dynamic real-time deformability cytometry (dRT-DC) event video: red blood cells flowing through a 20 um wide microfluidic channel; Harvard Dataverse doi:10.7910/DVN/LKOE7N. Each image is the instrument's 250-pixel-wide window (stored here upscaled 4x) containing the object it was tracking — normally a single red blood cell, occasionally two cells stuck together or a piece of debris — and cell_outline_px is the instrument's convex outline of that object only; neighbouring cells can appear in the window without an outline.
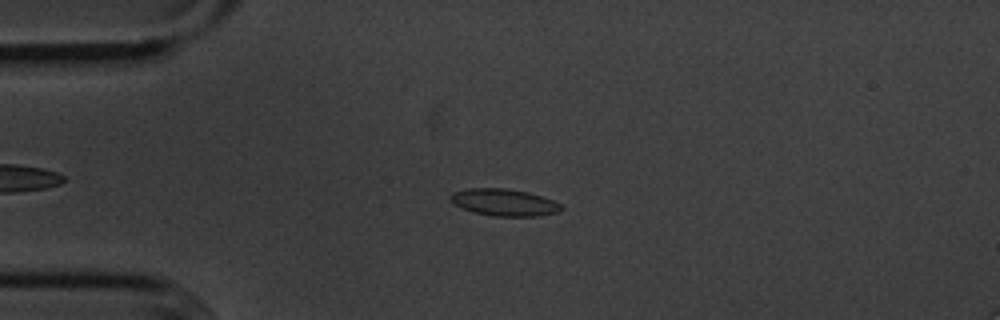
{"species": "common noctule bat (a hibernating species)", "species_latin": "Nyctalus noctula", "temperature_condition": "cold", "stored_images_in_passage": 56, "camera_frame_rate_fps": 3000, "um_per_image_px": 0.085, "animal": {"sex": "male", "body_mass_g": 20.1, "forearm_length_mm": 53.5}, "frame": {"image": 1, "passage_image": 14, "time_ms": 4.333, "image_size_px": [1000, 320], "cell_outline_px": [[564, 208], [560, 212], [536, 216], [492, 216], [472, 212], [452, 204], [448, 196], [452, 192], [468, 188], [504, 188], [528, 192], [552, 200], [560, 204]], "centroid_in_image_um": [42.8, 17.2], "position_along_channel_um": 42.2, "area_um2": 17.57}}
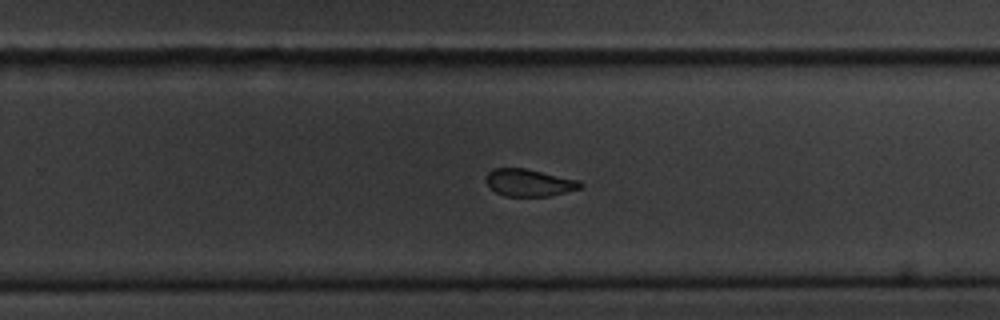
{"frame": {"image": 2, "passage_image": 36, "time_ms": 11.667, "image_size_px": [1000, 320], "cell_outline_px": [[584, 184], [580, 188], [548, 196], [504, 196], [496, 192], [484, 180], [488, 172], [492, 168], [524, 168], [580, 180]], "centroid_in_image_um": [44.96, 15.52], "position_along_channel_um": 284.8, "area_um2": 14.91}}
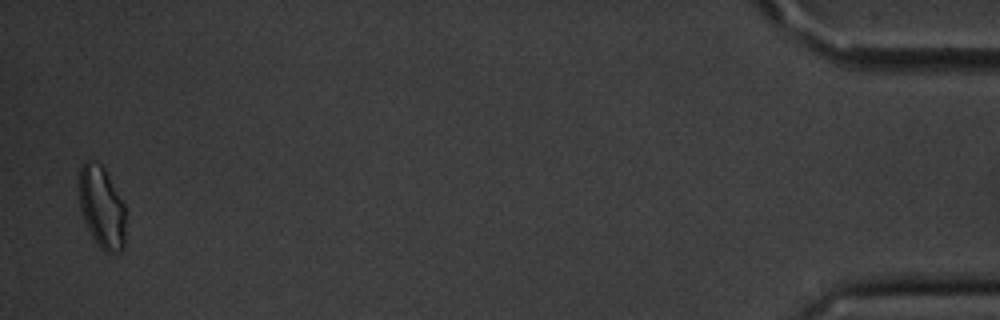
{"frame": {"image": 3, "passage_image": 55, "time_ms": 18.0, "image_size_px": [1000, 320], "cell_outline_px": [[124, 248], [120, 252], [104, 252], [100, 248], [92, 236], [84, 220], [80, 208], [80, 168], [84, 160], [92, 160], [100, 164], [104, 168], [124, 204]], "centroid_in_image_um": [8.65, 17.62], "position_along_channel_um": 426.6, "area_um2": 21.91}, "authors_computed_cell_mechanics": {"area_um2": 16.3863, "velocity_mm_per_s": 3.6074, "shape_relaxation_time_tau1_ms": 4.0973, "shape_relaxation_time_tau2_ms": 3.7187, "deformation_change_tau1": 0.1035, "deformation_change_tau2": 0.0691}}